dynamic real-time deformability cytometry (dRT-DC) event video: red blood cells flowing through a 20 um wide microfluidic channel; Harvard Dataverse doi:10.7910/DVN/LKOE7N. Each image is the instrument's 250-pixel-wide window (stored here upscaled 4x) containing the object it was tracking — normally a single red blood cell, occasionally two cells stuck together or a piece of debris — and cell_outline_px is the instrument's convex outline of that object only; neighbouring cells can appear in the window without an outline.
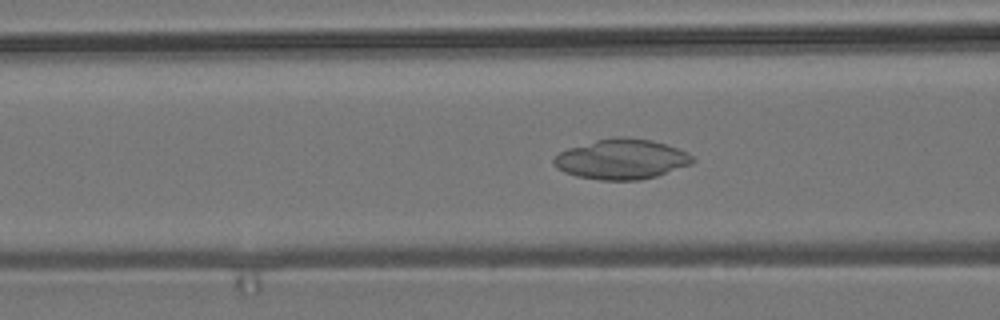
{"species": "common noctule bat (a hibernating species)", "species_latin": "Nyctalus noctula", "temperature_condition": "room temperature", "stored_images_in_passage": 46, "camera_frame_rate_fps": 3000, "um_per_image_px": 0.085, "animal": {"sex": "male", "body_mass_g": 19.2, "forearm_length_mm": 51.8}, "frame": {"image": 1, "passage_image": 20, "time_ms": 6.333, "image_size_px": [1000, 320], "cell_outline_px": [[696, 160], [692, 164], [656, 176], [640, 180], [600, 180], [576, 176], [564, 172], [556, 168], [552, 164], [552, 160], [560, 152], [568, 148], [596, 140], [616, 136], [620, 136], [652, 140], [688, 152]], "centroid_in_image_um": [52.82, 13.53], "position_along_channel_um": 113.8, "area_um2": 32.48}}
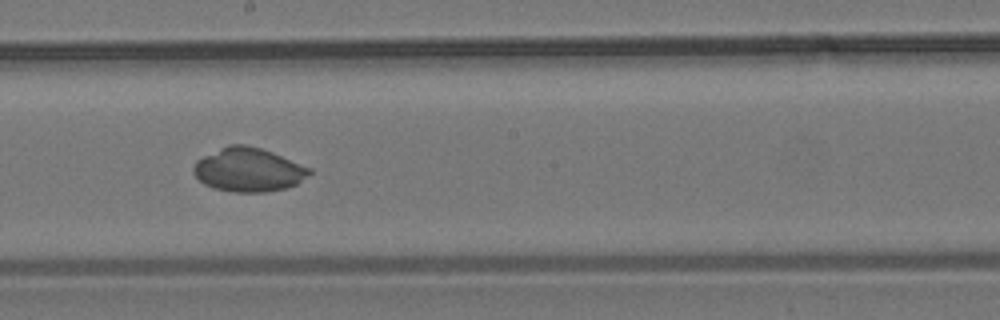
{"frame": {"image": 2, "passage_image": 29, "time_ms": 9.333, "image_size_px": [1000, 320], "cell_outline_px": [[312, 172], [308, 176], [296, 184], [288, 188], [264, 192], [232, 192], [212, 188], [204, 184], [192, 172], [192, 168], [196, 160], [228, 144], [244, 144], [260, 148], [272, 152], [312, 168]], "centroid_in_image_um": [21.12, 14.44], "position_along_channel_um": 227.1, "area_um2": 29.71}}
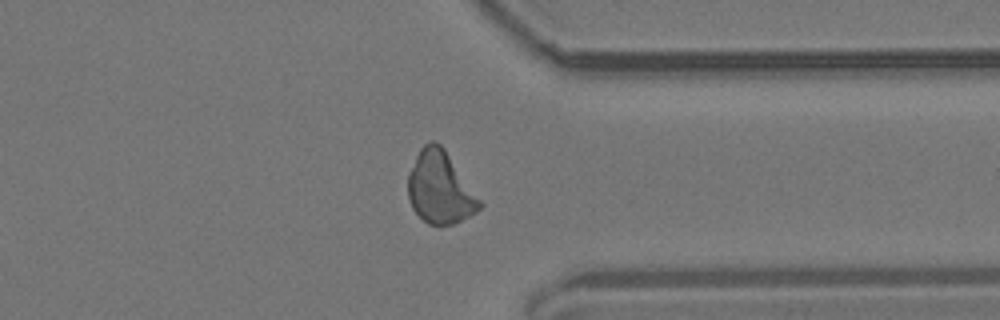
{"frame": {"image": 3, "passage_image": 41, "time_ms": 13.333, "image_size_px": [1000, 320], "cell_outline_px": [[484, 204], [476, 212], [452, 224], [428, 224], [412, 208], [408, 200], [408, 172], [420, 148], [424, 144], [432, 140], [436, 140], [444, 148]], "centroid_in_image_um": [37.39, 15.93], "position_along_channel_um": 374.0, "area_um2": 30.0}}